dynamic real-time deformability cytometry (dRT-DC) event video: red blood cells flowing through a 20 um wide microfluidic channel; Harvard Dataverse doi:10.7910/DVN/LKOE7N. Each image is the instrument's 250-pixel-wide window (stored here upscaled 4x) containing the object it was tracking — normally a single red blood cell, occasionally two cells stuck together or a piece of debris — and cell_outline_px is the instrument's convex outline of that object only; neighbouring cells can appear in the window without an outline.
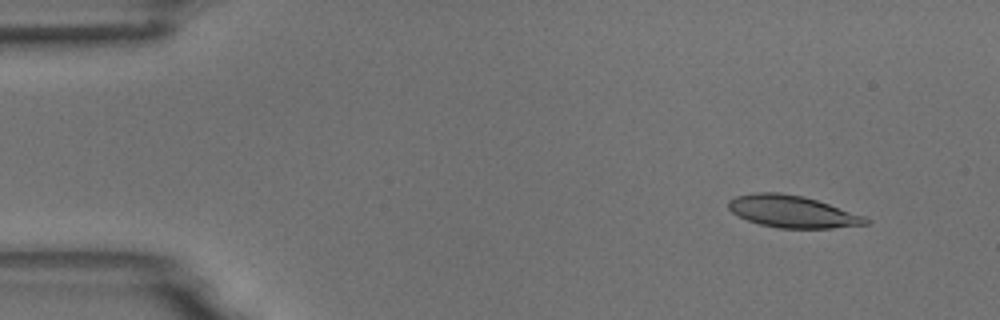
{"species": "common noctule bat (a hibernating species)", "species_latin": "Nyctalus noctula", "temperature_condition": "room temperature", "stored_images_in_passage": 5, "camera_frame_rate_fps": 3000, "um_per_image_px": 0.085, "animal": {"sex": "male", "body_mass_g": 18.8}, "frame": {"image": 1, "passage_image": 2, "time_ms": 1.0, "image_size_px": [1000, 320], "cell_outline_px": [[872, 220], [868, 224], [832, 228], [776, 228], [760, 224], [748, 220], [732, 212], [728, 208], [728, 200], [736, 196], [756, 192], [780, 192], [804, 196], [864, 216]], "centroid_in_image_um": [67.34, 17.98], "position_along_channel_um": 17.7, "area_um2": 25.55}}
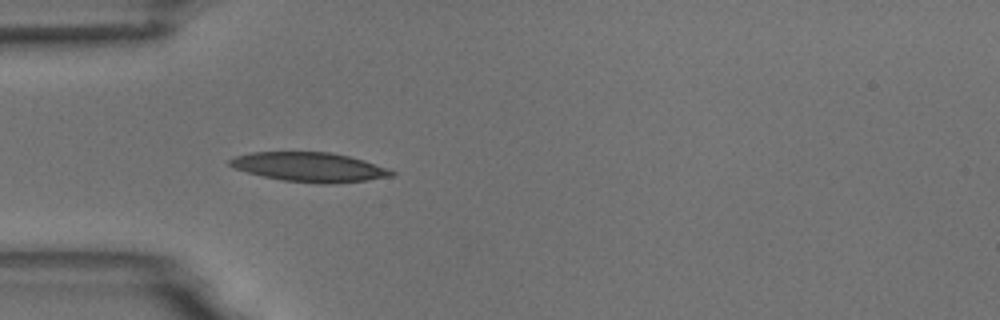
{"frame": {"image": 2, "passage_image": 5, "time_ms": 4.667, "image_size_px": [1000, 320], "cell_outline_px": [[396, 172], [392, 176], [368, 180], [332, 184], [320, 184], [284, 180], [264, 176], [232, 168], [228, 164], [228, 160], [236, 156], [252, 152], [328, 152], [348, 156], [364, 160], [388, 168]], "centroid_in_image_um": [26.32, 14.2], "position_along_channel_um": 58.7, "area_um2": 27.63}}